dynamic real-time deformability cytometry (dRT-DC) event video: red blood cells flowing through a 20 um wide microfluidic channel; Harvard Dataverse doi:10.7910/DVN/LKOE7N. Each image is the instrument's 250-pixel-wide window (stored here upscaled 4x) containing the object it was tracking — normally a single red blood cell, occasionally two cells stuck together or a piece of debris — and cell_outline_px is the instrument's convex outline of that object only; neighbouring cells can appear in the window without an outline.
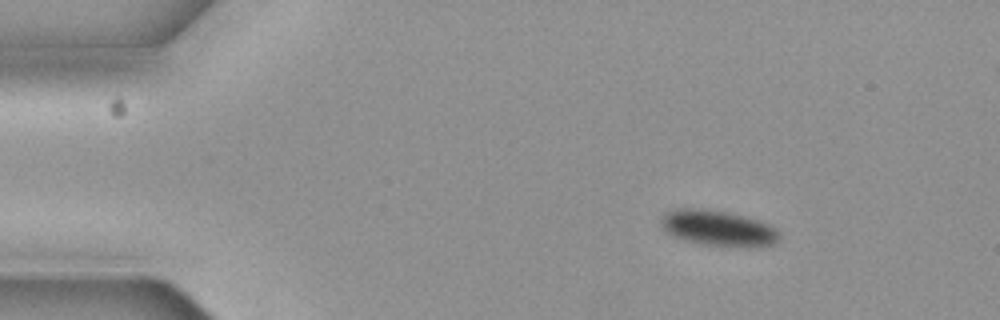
{"species": "common noctule bat (a hibernating species)", "species_latin": "Nyctalus noctula", "temperature_condition": "cold", "stored_images_in_passage": 6, "camera_frame_rate_fps": 3000, "um_per_image_px": 0.085, "animal": {"sex": "female", "body_mass_g": 19.3, "forearm_length_mm": 54.1}, "frame": {"image": 1, "passage_image": 2, "time_ms": 0.333, "image_size_px": [1000, 320], "cell_outline_px": [[780, 236], [772, 244], [756, 248], [748, 248], [700, 244], [684, 240], [668, 232], [660, 224], [664, 216], [668, 212], [680, 208], [688, 208], [724, 212], [756, 220], [768, 224], [776, 228], [780, 232]], "centroid_in_image_um": [61.1, 19.44], "position_along_channel_um": 23.9, "area_um2": 24.1}}
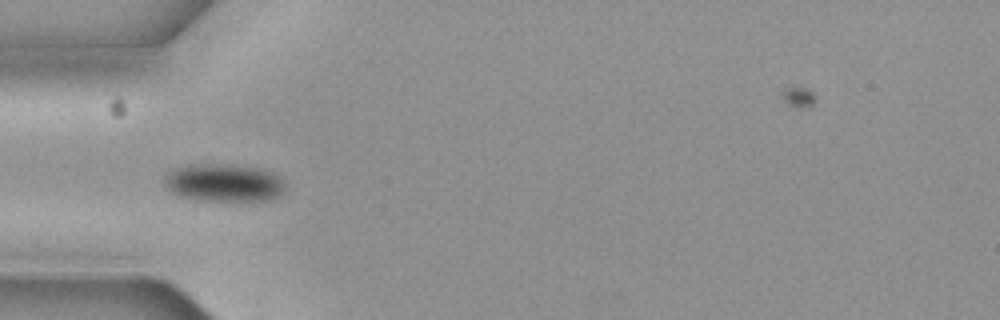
{"frame": {"image": 2, "passage_image": 5, "time_ms": 1.333, "image_size_px": [1000, 320], "cell_outline_px": [[284, 192], [280, 196], [272, 200], [196, 200], [180, 196], [164, 188], [164, 180], [172, 172], [180, 168], [192, 164], [220, 164], [256, 168], [272, 172], [280, 176], [284, 180]], "centroid_in_image_um": [19.08, 15.55], "position_along_channel_um": 65.9, "area_um2": 26.36}}
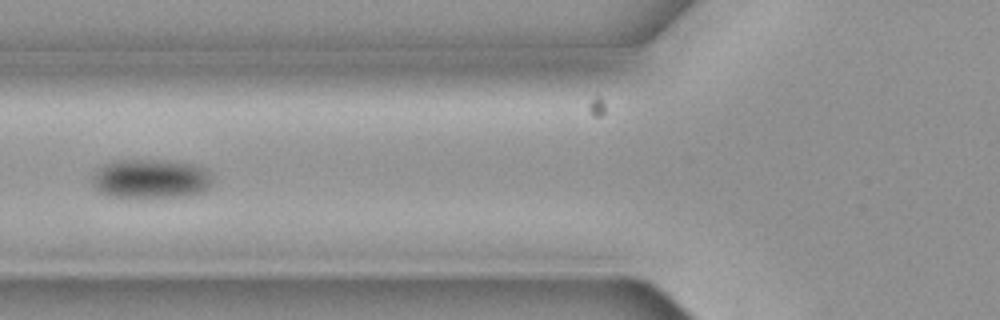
{"frame": {"image": 3, "passage_image": 6, "time_ms": 1.667, "image_size_px": [1000, 320], "cell_outline_px": [[212, 180], [208, 188], [204, 192], [188, 196], [108, 196], [100, 192], [92, 184], [92, 176], [96, 168], [112, 160], [164, 160], [192, 164], [204, 168], [208, 172]], "centroid_in_image_um": [12.78, 15.18], "position_along_channel_um": 113.0, "area_um2": 27.4}}